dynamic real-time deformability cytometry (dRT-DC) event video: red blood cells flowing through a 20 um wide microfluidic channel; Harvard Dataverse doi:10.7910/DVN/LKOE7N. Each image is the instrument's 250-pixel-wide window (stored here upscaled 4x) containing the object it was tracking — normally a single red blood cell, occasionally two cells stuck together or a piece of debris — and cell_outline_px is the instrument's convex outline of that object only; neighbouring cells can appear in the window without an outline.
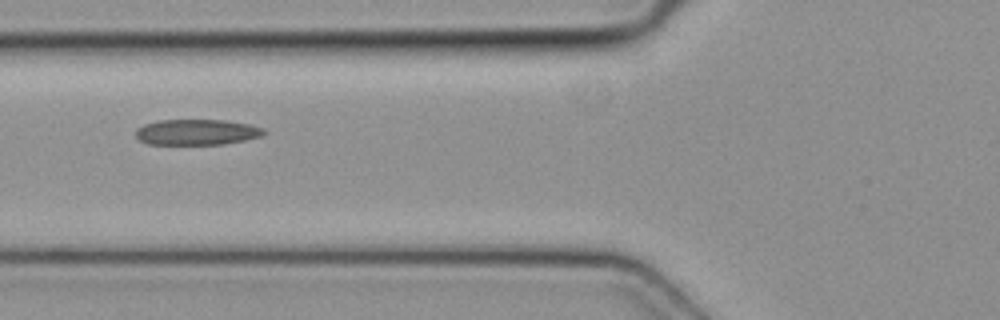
{"species": "common noctule bat (a hibernating species)", "species_latin": "Nyctalus noctula", "temperature_condition": "cold", "stored_images_in_passage": 3, "camera_frame_rate_fps": 3000, "um_per_image_px": 0.085, "animal": {"sex": "female", "body_mass_g": 19.3, "forearm_length_mm": 54.1}, "frame": {"image": 1, "passage_image": 3, "time_ms": 0.667, "image_size_px": [1000, 320], "cell_outline_px": [[268, 132], [260, 136], [244, 140], [224, 144], [148, 144], [140, 140], [136, 136], [136, 128], [144, 124], [160, 120], [224, 120], [248, 124], [264, 128]], "centroid_in_image_um": [16.73, 11.23], "position_along_channel_um": 109.1, "area_um2": 19.13}}